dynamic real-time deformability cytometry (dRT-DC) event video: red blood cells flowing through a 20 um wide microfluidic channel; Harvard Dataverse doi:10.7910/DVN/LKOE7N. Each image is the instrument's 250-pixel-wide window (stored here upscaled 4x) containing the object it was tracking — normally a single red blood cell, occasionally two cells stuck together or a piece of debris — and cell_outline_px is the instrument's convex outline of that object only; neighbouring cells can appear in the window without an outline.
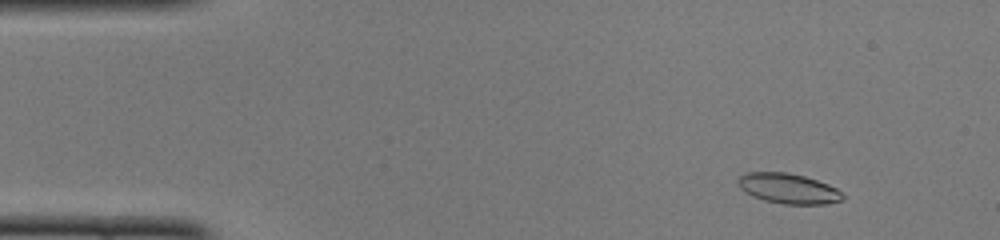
{"species": "common noctule bat (a hibernating species)", "species_latin": "Nyctalus noctula", "temperature_condition": "cold", "stored_images_in_passage": 49, "camera_frame_rate_fps": 3000, "um_per_image_px": 0.085, "animal": {"sex": "female", "body_mass_g": 22.0, "forearm_length_mm": 56.7}, "frame": {"image": 1, "passage_image": 5, "time_ms": 1.333, "image_size_px": [1000, 240], "cell_outline_px": [[844, 200], [824, 204], [784, 204], [764, 200], [752, 196], [744, 192], [736, 184], [736, 180], [744, 172], [788, 172], [804, 176], [828, 184], [844, 192]], "centroid_in_image_um": [66.99, 16.02], "position_along_channel_um": 18.0, "area_um2": 18.67}}
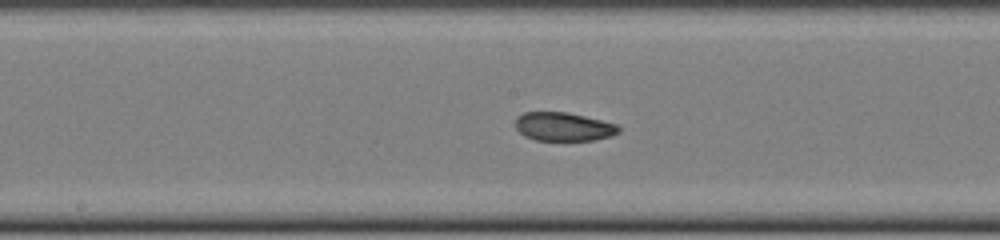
{"frame": {"image": 2, "passage_image": 25, "time_ms": 8.0, "image_size_px": [1000, 240], "cell_outline_px": [[620, 132], [612, 136], [592, 140], [536, 140], [524, 136], [516, 128], [516, 116], [524, 112], [568, 112], [616, 124], [620, 128]], "centroid_in_image_um": [47.89, 10.76], "position_along_channel_um": 200.3, "area_um2": 17.17}}
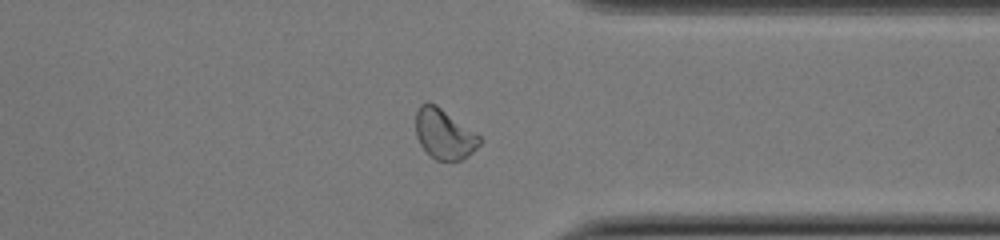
{"frame": {"image": 3, "passage_image": 38, "time_ms": 12.333, "image_size_px": [1000, 240], "cell_outline_px": [[480, 144], [468, 156], [460, 160], [436, 160], [420, 144], [416, 136], [416, 112], [420, 104], [428, 100], [436, 104], [476, 132], [480, 136]], "centroid_in_image_um": [37.74, 11.35], "position_along_channel_um": 373.7, "area_um2": 18.61}, "authors_computed_cell_mechanics": {"area_um2": 18.4382, "velocity_mm_per_s": 4.0748, "shape_relaxation_time_tau1_ms": 8.092, "shape_relaxation_time_tau2_ms": 1.7061, "deformation_change_tau1": 0.2246, "deformation_change_tau2": 0.0676}}